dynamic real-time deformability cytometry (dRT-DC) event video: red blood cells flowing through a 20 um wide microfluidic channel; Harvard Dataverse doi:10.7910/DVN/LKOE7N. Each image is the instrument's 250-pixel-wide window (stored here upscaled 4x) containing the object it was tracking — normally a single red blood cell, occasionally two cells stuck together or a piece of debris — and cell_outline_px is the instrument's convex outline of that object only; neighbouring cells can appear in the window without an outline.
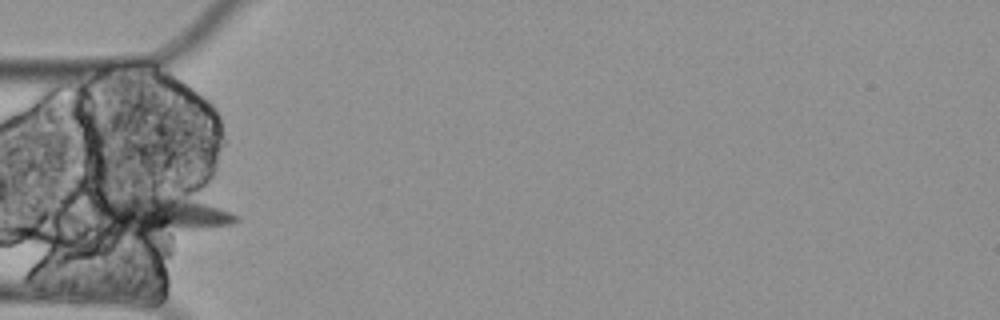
{"species": "Egyptian fruit bat (a non-hibernating species)", "species_latin": "Rousettus aegyptiacus", "temperature_condition": "cold", "stored_images_in_passage": 9, "segment_of_instrument_passage": [1, 2], "camera_frame_rate_fps": 3000, "um_per_image_px": 0.085, "animal": {"sex": "female"}, "frame": {"image": 1, "passage_image": 2, "time_ms": 0.333, "image_size_px": [1000, 320], "cell_outline_px": [[240, 220], [232, 224], [144, 240], [92, 228], [92, 204], [112, 200], [136, 196], [168, 196], [208, 204], [220, 208], [240, 216]], "centroid_in_image_um": [13.38, 18.41], "position_along_channel_um": 71.6, "area_um2": 33.12}}